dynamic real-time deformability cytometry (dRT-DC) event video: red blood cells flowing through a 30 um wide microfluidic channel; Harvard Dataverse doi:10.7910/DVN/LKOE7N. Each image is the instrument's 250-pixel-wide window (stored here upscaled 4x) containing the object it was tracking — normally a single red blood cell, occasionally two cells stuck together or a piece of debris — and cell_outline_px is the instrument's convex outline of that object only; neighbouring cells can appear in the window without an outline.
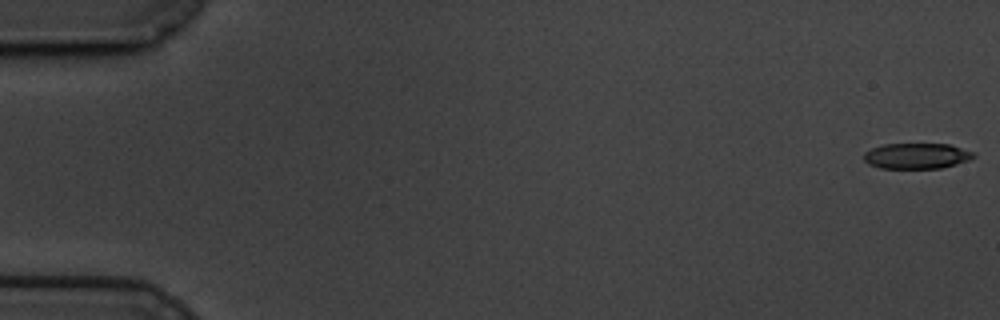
{"species": "common noctule bat (a hibernating species)", "species_latin": "Nyctalus noctula", "temperature_condition": "cold", "stored_images_in_passage": 60, "camera_frame_rate_fps": 3000, "um_per_image_px": 0.085, "animal": {"sex": "male", "body_mass_g": 19.5, "forearm_length_mm": 54.6}, "frame": {"image": 1, "passage_image": 1, "time_ms": 0.0, "image_size_px": [1000, 320], "cell_outline_px": [[976, 156], [968, 160], [956, 164], [940, 168], [880, 168], [868, 164], [864, 160], [864, 152], [872, 148], [884, 144], [948, 144], [976, 152]], "centroid_in_image_um": [77.92, 13.25], "position_along_channel_um": 7.1, "area_um2": 16.42}}
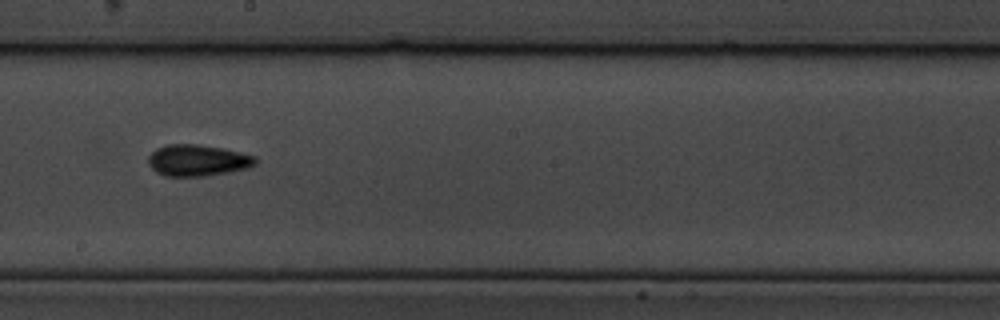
{"frame": {"image": 2, "passage_image": 34, "time_ms": 11.0, "image_size_px": [1000, 320], "cell_outline_px": [[256, 164], [248, 168], [228, 172], [204, 176], [164, 176], [156, 172], [148, 164], [148, 156], [156, 148], [168, 144], [196, 144], [220, 148], [256, 156]], "centroid_in_image_um": [16.77, 13.63], "position_along_channel_um": 231.4, "area_um2": 19.54}}
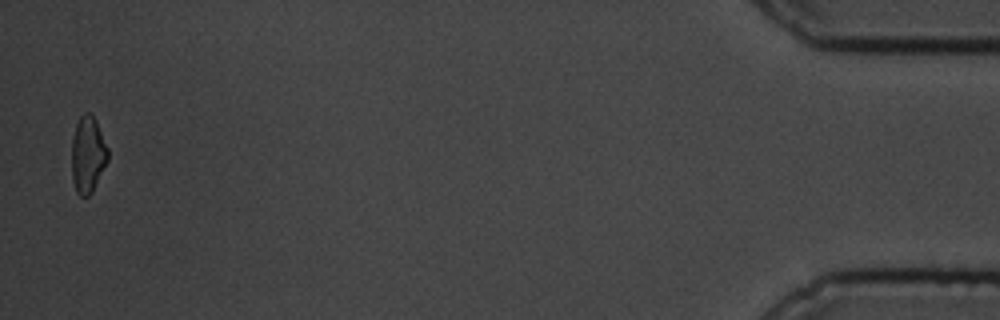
{"frame": {"image": 3, "passage_image": 59, "time_ms": 19.333, "image_size_px": [1000, 320], "cell_outline_px": [[108, 160], [92, 192], [88, 196], [80, 196], [76, 192], [72, 180], [72, 140], [76, 124], [80, 116], [84, 112], [92, 112], [96, 120], [108, 148]], "centroid_in_image_um": [7.46, 13.12], "position_along_channel_um": 427.7, "area_um2": 16.24}, "authors_computed_cell_mechanics": {"area_um2": 17.8602, "velocity_mm_per_s": 3.3934, "shape_relaxation_time_tau1_ms": 3.3764, "shape_relaxation_time_tau2_ms": 2.6731, "deformation_change_tau1": 0.1069, "deformation_change_tau2": 0.0962}}